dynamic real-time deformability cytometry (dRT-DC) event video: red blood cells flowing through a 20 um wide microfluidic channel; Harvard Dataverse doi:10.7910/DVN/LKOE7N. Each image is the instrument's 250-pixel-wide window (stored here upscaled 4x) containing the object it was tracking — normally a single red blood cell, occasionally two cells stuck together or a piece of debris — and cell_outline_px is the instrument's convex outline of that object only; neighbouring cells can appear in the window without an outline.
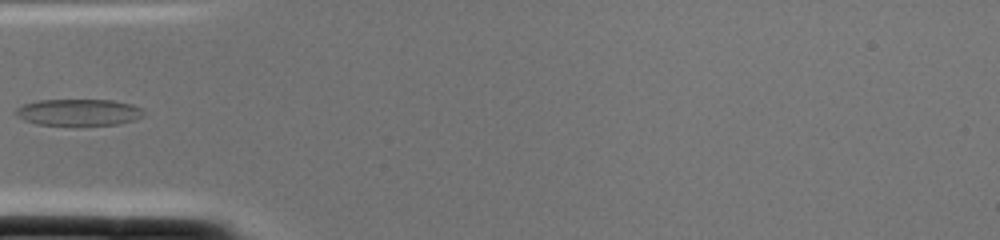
{"species": "common noctule bat (a hibernating species)", "species_latin": "Nyctalus noctula", "temperature_condition": "cold", "stored_images_in_passage": 2, "camera_frame_rate_fps": 3000, "um_per_image_px": 0.085, "animal": {"sex": "female", "body_mass_g": 22.0, "forearm_length_mm": 56.7}, "frame": {"image": 1, "passage_image": 2, "time_ms": 0.333, "image_size_px": [1000, 240], "cell_outline_px": [[144, 116], [120, 124], [72, 128], [36, 124], [24, 120], [16, 116], [12, 112], [16, 108], [24, 104], [36, 100], [112, 100], [132, 104], [144, 108]], "centroid_in_image_um": [6.66, 9.59], "position_along_channel_um": 78.3, "area_um2": 20.98}}